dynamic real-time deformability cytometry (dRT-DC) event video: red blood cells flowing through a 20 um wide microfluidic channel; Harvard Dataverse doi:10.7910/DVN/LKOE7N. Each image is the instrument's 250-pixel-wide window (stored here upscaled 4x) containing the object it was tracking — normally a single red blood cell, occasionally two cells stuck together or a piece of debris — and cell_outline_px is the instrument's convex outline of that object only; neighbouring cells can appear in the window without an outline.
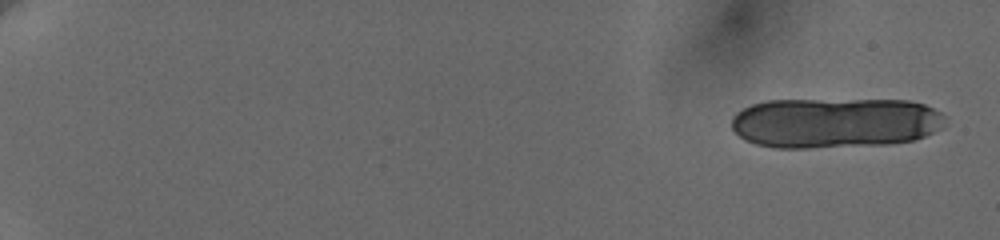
{"species": "human", "species_latin": "Homo sapiens", "temperature_condition": "cold", "stored_images_in_passage": 11, "camera_frame_rate_fps": 3000, "um_per_image_px": 0.085, "donor": {"sex": "female"}, "frame": {"image": 1, "passage_image": 1, "time_ms": 0.0, "image_size_px": [1000, 240], "cell_outline_px": [[944, 128], [924, 136], [912, 140], [888, 144], [808, 148], [776, 148], [756, 144], [744, 140], [732, 128], [732, 116], [736, 112], [752, 104], [768, 100], [908, 100], [924, 104], [940, 112], [944, 116]], "centroid_in_image_um": [70.97, 10.43], "position_along_channel_um": 14.0, "area_um2": 63.0}}
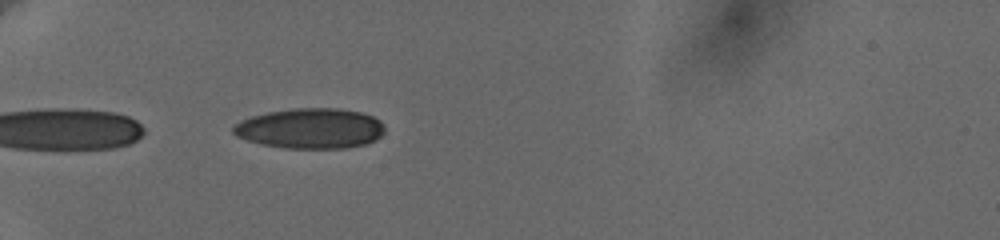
{"frame": {"image": 2, "passage_image": 10, "time_ms": 6.667, "image_size_px": [1000, 240], "cell_outline_px": [[384, 132], [376, 140], [364, 144], [344, 148], [284, 148], [260, 144], [236, 136], [232, 132], [232, 128], [240, 120], [252, 116], [268, 112], [296, 108], [336, 108], [360, 112], [372, 116], [380, 120], [384, 124]], "centroid_in_image_um": [26.38, 10.92], "position_along_channel_um": 58.6, "area_um2": 35.55}}